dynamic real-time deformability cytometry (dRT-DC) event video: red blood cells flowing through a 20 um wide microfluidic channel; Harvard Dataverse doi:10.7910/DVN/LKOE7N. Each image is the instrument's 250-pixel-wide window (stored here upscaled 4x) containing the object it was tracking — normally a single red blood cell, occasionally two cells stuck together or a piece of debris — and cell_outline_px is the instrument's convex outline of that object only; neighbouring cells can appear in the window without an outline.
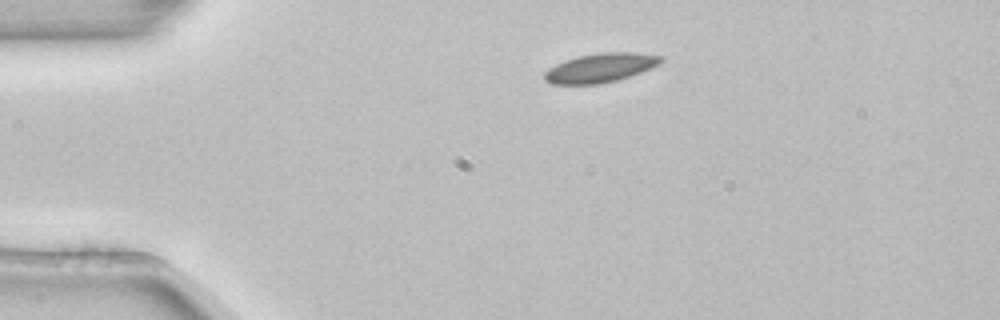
{"species": "common noctule bat (a hibernating species)", "species_latin": "Nyctalus noctula", "temperature_condition": "room temperature", "stored_images_in_passage": 2, "camera_frame_rate_fps": 3000, "um_per_image_px": 0.085, "animal": {"sex": "female", "body_mass_g": 22.7, "forearm_length_mm": 54.2}, "frame": {"image": 1, "passage_image": 1, "time_ms": 0.0, "image_size_px": [1000, 320], "cell_outline_px": [[664, 60], [660, 64], [640, 72], [616, 80], [600, 84], [552, 84], [544, 80], [544, 72], [548, 68], [564, 60], [576, 56], [600, 52], [636, 52], [664, 56]], "centroid_in_image_um": [51.03, 5.75], "position_along_channel_um": 34.0, "area_um2": 19.88}}